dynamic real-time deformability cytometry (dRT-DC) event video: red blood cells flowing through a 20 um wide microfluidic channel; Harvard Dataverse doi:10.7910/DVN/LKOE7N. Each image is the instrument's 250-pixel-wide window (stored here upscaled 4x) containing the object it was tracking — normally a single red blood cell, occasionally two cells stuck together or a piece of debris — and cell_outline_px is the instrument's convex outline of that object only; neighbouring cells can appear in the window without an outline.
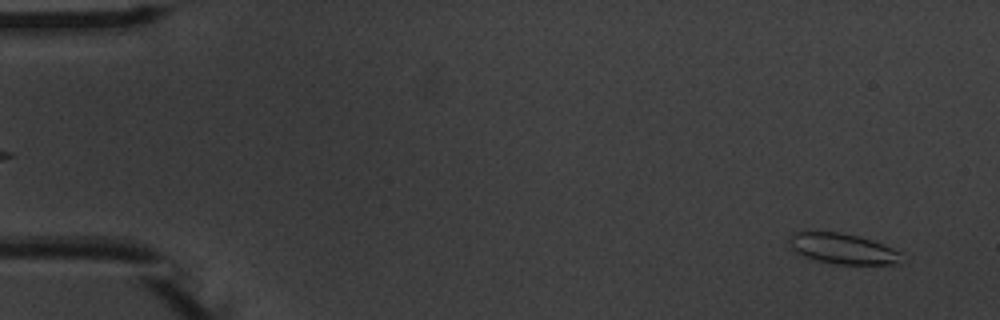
{"species": "common noctule bat (a hibernating species)", "species_latin": "Nyctalus noctula", "temperature_condition": "warm", "stored_images_in_passage": 54, "camera_frame_rate_fps": 3000, "um_per_image_px": 0.085, "animal": {"sex": "male", "body_mass_g": 20.1, "forearm_length_mm": 53.5}, "frame": {"image": 1, "passage_image": 3, "time_ms": 0.667, "image_size_px": [1000, 320], "cell_outline_px": [[904, 252], [900, 264], [836, 264], [816, 260], [804, 256], [796, 252], [792, 248], [788, 240], [792, 232], [840, 232], [872, 240]], "centroid_in_image_um": [71.68, 21.14], "position_along_channel_um": 13.3, "area_um2": 20.0}}
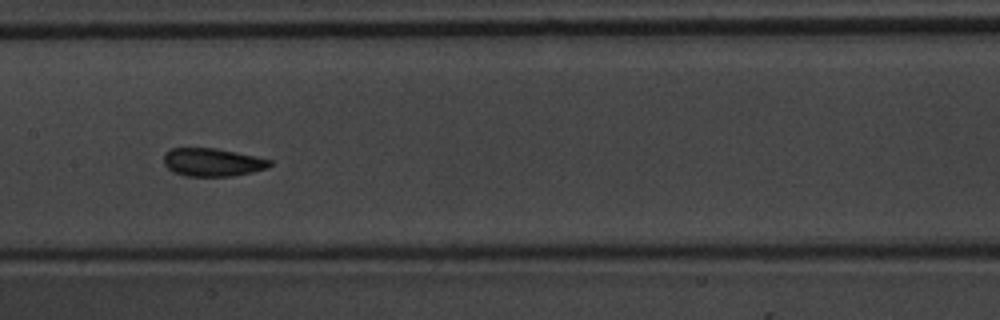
{"frame": {"image": 2, "passage_image": 27, "time_ms": 8.667, "image_size_px": [1000, 320], "cell_outline_px": [[272, 164], [268, 168], [252, 172], [232, 176], [184, 176], [172, 172], [164, 164], [164, 152], [172, 148], [216, 148], [236, 152], [272, 160]], "centroid_in_image_um": [18.04, 13.79], "position_along_channel_um": 189.4, "area_um2": 17.46}}
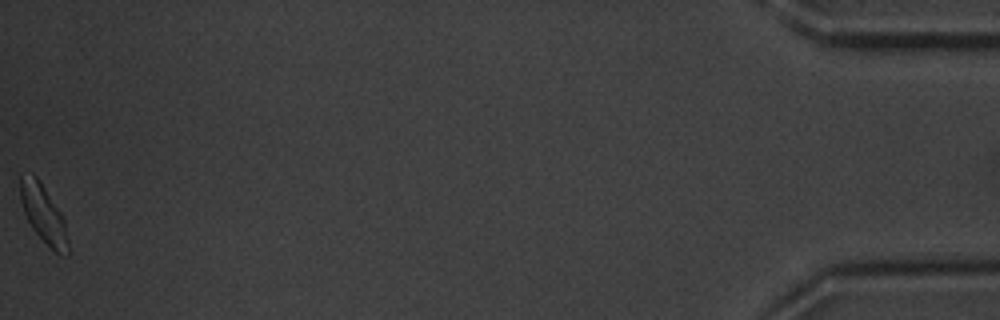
{"frame": {"image": 3, "passage_image": 54, "time_ms": 17.667, "image_size_px": [1000, 320], "cell_outline_px": [[68, 256], [64, 256], [56, 252], [32, 228], [24, 212], [20, 200], [20, 172], [32, 172], [40, 180], [60, 212], [64, 220], [68, 240]], "centroid_in_image_um": [3.66, 18.11], "position_along_channel_um": 431.5, "area_um2": 16.07}, "authors_computed_cell_mechanics": {"area_um2": 17.4556, "velocity_mm_per_s": 3.7452, "shape_relaxation_time_tau1_ms": 2.3781, "shape_relaxation_time_tau2_ms": 1.6306, "deformation_change_tau1": 0.0942, "deformation_change_tau2": 0.0769}}